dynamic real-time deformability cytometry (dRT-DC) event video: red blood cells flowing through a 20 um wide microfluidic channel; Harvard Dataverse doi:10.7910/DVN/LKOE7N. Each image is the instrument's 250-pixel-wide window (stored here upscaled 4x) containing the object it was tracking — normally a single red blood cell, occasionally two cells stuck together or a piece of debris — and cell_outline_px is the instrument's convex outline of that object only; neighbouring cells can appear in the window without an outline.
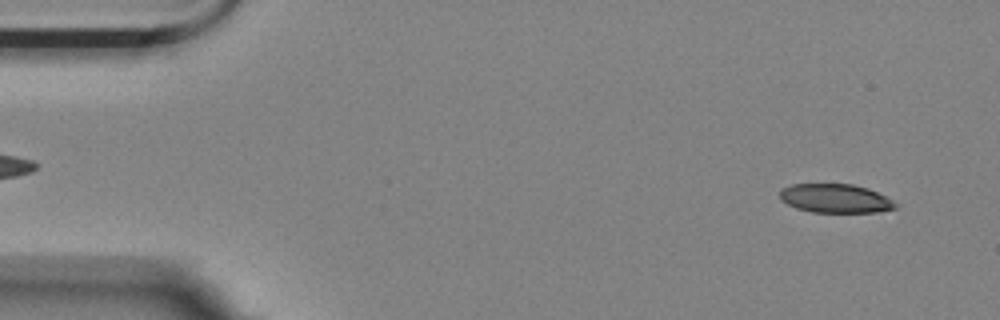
{"species": "Egyptian fruit bat (a non-hibernating species)", "species_latin": "Rousettus aegyptiacus", "temperature_condition": "room temperature", "stored_images_in_passage": 55, "camera_frame_rate_fps": 3000, "um_per_image_px": 0.085, "animal": {"sex": "female"}, "frame": {"image": 1, "passage_image": 3, "time_ms": 0.667, "image_size_px": [1000, 320], "cell_outline_px": [[900, 204], [896, 208], [880, 212], [812, 212], [796, 208], [780, 200], [780, 188], [792, 184], [852, 184], [868, 188]], "centroid_in_image_um": [71.0, 16.87], "position_along_channel_um": 14.0, "area_um2": 19.54}}
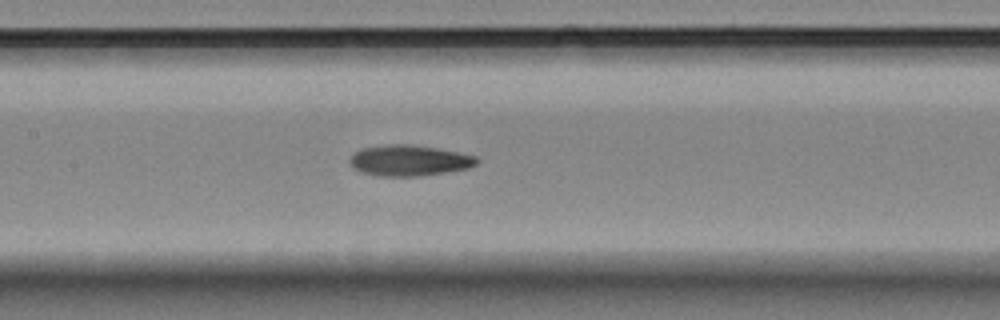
{"frame": {"image": 2, "passage_image": 25, "time_ms": 8.0, "image_size_px": [1000, 320], "cell_outline_px": [[480, 160], [476, 164], [468, 168], [420, 176], [380, 176], [360, 172], [352, 168], [348, 160], [360, 148], [388, 144], [408, 144], [436, 148], [476, 156]], "centroid_in_image_um": [34.74, 13.64], "position_along_channel_um": 172.7, "area_um2": 22.77}}
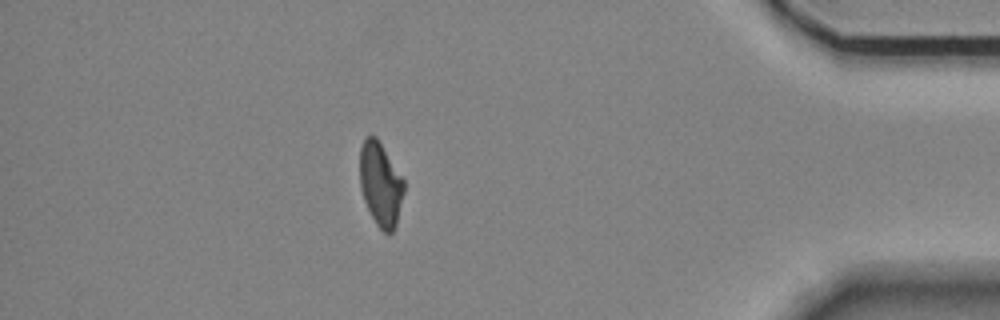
{"frame": {"image": 3, "passage_image": 48, "time_ms": 15.667, "image_size_px": [1000, 320], "cell_outline_px": [[404, 192], [396, 224], [392, 232], [388, 236], [376, 224], [364, 200], [360, 188], [360, 148], [364, 140], [368, 136], [376, 136], [404, 180]], "centroid_in_image_um": [32.34, 15.67], "position_along_channel_um": 402.9, "area_um2": 21.33}, "authors_computed_cell_mechanics": {"area_um2": 22.3686, "velocity_mm_per_s": 3.5685, "shape_relaxation_time_tau1_ms": null, "shape_relaxation_time_tau2_ms": 7.1582, "deformation_change_tau1": null, "deformation_change_tau2": 0.1641}}